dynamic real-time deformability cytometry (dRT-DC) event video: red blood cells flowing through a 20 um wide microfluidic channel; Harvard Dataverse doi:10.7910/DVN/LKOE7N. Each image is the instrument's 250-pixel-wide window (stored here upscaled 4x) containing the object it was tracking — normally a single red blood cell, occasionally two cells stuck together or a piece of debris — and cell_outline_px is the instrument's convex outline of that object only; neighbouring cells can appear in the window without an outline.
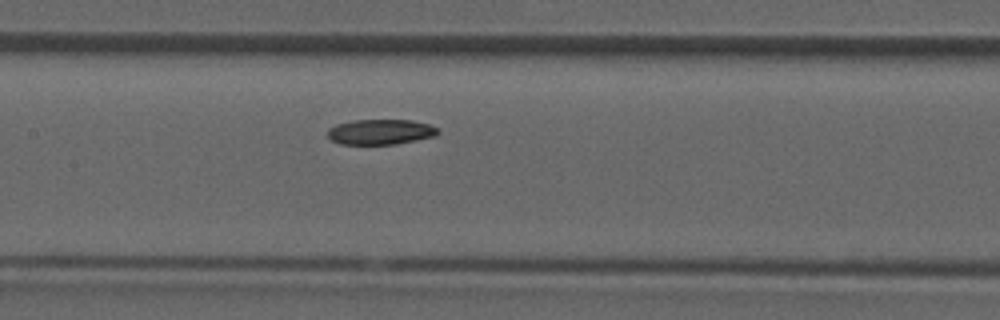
{"species": "common noctule bat (a hibernating species)", "species_latin": "Nyctalus noctula", "temperature_condition": "room temperature", "stored_images_in_passage": 35, "camera_frame_rate_fps": 3000, "um_per_image_px": 0.085, "animal": {"sex": "male", "forearm_length_mm": 52.5}, "frame": {"image": 1, "passage_image": 16, "time_ms": 5.0, "image_size_px": [1000, 320], "cell_outline_px": [[440, 132], [436, 136], [396, 144], [340, 144], [332, 140], [328, 136], [328, 128], [336, 124], [352, 120], [412, 120], [428, 124], [440, 128]], "centroid_in_image_um": [32.37, 11.2], "position_along_channel_um": 175.0, "area_um2": 16.36}}